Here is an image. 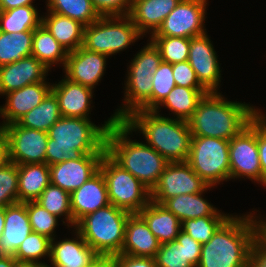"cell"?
I'll return each mask as SVG.
<instances>
[{"label": "cell", "instance_id": "cell-1", "mask_svg": "<svg viewBox=\"0 0 266 267\" xmlns=\"http://www.w3.org/2000/svg\"><path fill=\"white\" fill-rule=\"evenodd\" d=\"M114 122L111 116L98 126L90 118L62 116L47 131L45 163L50 166L78 160L84 154H105L106 134Z\"/></svg>", "mask_w": 266, "mask_h": 267}, {"label": "cell", "instance_id": "cell-2", "mask_svg": "<svg viewBox=\"0 0 266 267\" xmlns=\"http://www.w3.org/2000/svg\"><path fill=\"white\" fill-rule=\"evenodd\" d=\"M260 113L250 104L228 101L219 92H209L198 102L187 121L192 136L230 140Z\"/></svg>", "mask_w": 266, "mask_h": 267}, {"label": "cell", "instance_id": "cell-3", "mask_svg": "<svg viewBox=\"0 0 266 267\" xmlns=\"http://www.w3.org/2000/svg\"><path fill=\"white\" fill-rule=\"evenodd\" d=\"M123 122L169 163L187 162L192 134L187 121L164 117L154 110H136Z\"/></svg>", "mask_w": 266, "mask_h": 267}, {"label": "cell", "instance_id": "cell-4", "mask_svg": "<svg viewBox=\"0 0 266 267\" xmlns=\"http://www.w3.org/2000/svg\"><path fill=\"white\" fill-rule=\"evenodd\" d=\"M130 133L123 121H115L106 134V153L151 191L169 162L150 145L130 139Z\"/></svg>", "mask_w": 266, "mask_h": 267}, {"label": "cell", "instance_id": "cell-5", "mask_svg": "<svg viewBox=\"0 0 266 267\" xmlns=\"http://www.w3.org/2000/svg\"><path fill=\"white\" fill-rule=\"evenodd\" d=\"M255 228L250 214H231L201 247L197 267H248Z\"/></svg>", "mask_w": 266, "mask_h": 267}, {"label": "cell", "instance_id": "cell-6", "mask_svg": "<svg viewBox=\"0 0 266 267\" xmlns=\"http://www.w3.org/2000/svg\"><path fill=\"white\" fill-rule=\"evenodd\" d=\"M130 215L109 204L81 218L74 230L97 254L115 256L121 254L125 226Z\"/></svg>", "mask_w": 266, "mask_h": 267}, {"label": "cell", "instance_id": "cell-7", "mask_svg": "<svg viewBox=\"0 0 266 267\" xmlns=\"http://www.w3.org/2000/svg\"><path fill=\"white\" fill-rule=\"evenodd\" d=\"M141 36L144 37L128 15L101 16L84 27L82 46L109 57L125 50Z\"/></svg>", "mask_w": 266, "mask_h": 267}, {"label": "cell", "instance_id": "cell-8", "mask_svg": "<svg viewBox=\"0 0 266 267\" xmlns=\"http://www.w3.org/2000/svg\"><path fill=\"white\" fill-rule=\"evenodd\" d=\"M99 170L105 178L110 204L138 214L151 201L150 190L107 153L103 155Z\"/></svg>", "mask_w": 266, "mask_h": 267}, {"label": "cell", "instance_id": "cell-9", "mask_svg": "<svg viewBox=\"0 0 266 267\" xmlns=\"http://www.w3.org/2000/svg\"><path fill=\"white\" fill-rule=\"evenodd\" d=\"M187 163L209 186L216 187L217 184L228 181L229 140L192 136Z\"/></svg>", "mask_w": 266, "mask_h": 267}, {"label": "cell", "instance_id": "cell-10", "mask_svg": "<svg viewBox=\"0 0 266 267\" xmlns=\"http://www.w3.org/2000/svg\"><path fill=\"white\" fill-rule=\"evenodd\" d=\"M230 180L250 179L262 185L257 146V116L238 135L229 140Z\"/></svg>", "mask_w": 266, "mask_h": 267}, {"label": "cell", "instance_id": "cell-11", "mask_svg": "<svg viewBox=\"0 0 266 267\" xmlns=\"http://www.w3.org/2000/svg\"><path fill=\"white\" fill-rule=\"evenodd\" d=\"M5 159L17 165L45 163L48 133L12 123L2 127Z\"/></svg>", "mask_w": 266, "mask_h": 267}, {"label": "cell", "instance_id": "cell-12", "mask_svg": "<svg viewBox=\"0 0 266 267\" xmlns=\"http://www.w3.org/2000/svg\"><path fill=\"white\" fill-rule=\"evenodd\" d=\"M208 0H181L150 37L192 38L207 33L204 21Z\"/></svg>", "mask_w": 266, "mask_h": 267}, {"label": "cell", "instance_id": "cell-13", "mask_svg": "<svg viewBox=\"0 0 266 267\" xmlns=\"http://www.w3.org/2000/svg\"><path fill=\"white\" fill-rule=\"evenodd\" d=\"M209 185L191 168L187 162L168 163L150 191L151 201L163 204L167 199L204 191Z\"/></svg>", "mask_w": 266, "mask_h": 267}, {"label": "cell", "instance_id": "cell-14", "mask_svg": "<svg viewBox=\"0 0 266 267\" xmlns=\"http://www.w3.org/2000/svg\"><path fill=\"white\" fill-rule=\"evenodd\" d=\"M208 34L191 38L188 62L208 92H220L221 70L217 52Z\"/></svg>", "mask_w": 266, "mask_h": 267}, {"label": "cell", "instance_id": "cell-15", "mask_svg": "<svg viewBox=\"0 0 266 267\" xmlns=\"http://www.w3.org/2000/svg\"><path fill=\"white\" fill-rule=\"evenodd\" d=\"M108 56L85 49L83 46L68 52L63 70L71 82L94 89L104 76Z\"/></svg>", "mask_w": 266, "mask_h": 267}, {"label": "cell", "instance_id": "cell-16", "mask_svg": "<svg viewBox=\"0 0 266 267\" xmlns=\"http://www.w3.org/2000/svg\"><path fill=\"white\" fill-rule=\"evenodd\" d=\"M103 155L84 154L78 160L50 165V183L71 194L99 171Z\"/></svg>", "mask_w": 266, "mask_h": 267}, {"label": "cell", "instance_id": "cell-17", "mask_svg": "<svg viewBox=\"0 0 266 267\" xmlns=\"http://www.w3.org/2000/svg\"><path fill=\"white\" fill-rule=\"evenodd\" d=\"M52 89V83L38 82L8 92L5 105L0 106V127L16 123L22 116L38 106Z\"/></svg>", "mask_w": 266, "mask_h": 267}, {"label": "cell", "instance_id": "cell-18", "mask_svg": "<svg viewBox=\"0 0 266 267\" xmlns=\"http://www.w3.org/2000/svg\"><path fill=\"white\" fill-rule=\"evenodd\" d=\"M109 204L105 178L99 170L80 188L70 194L73 228L81 218Z\"/></svg>", "mask_w": 266, "mask_h": 267}, {"label": "cell", "instance_id": "cell-19", "mask_svg": "<svg viewBox=\"0 0 266 267\" xmlns=\"http://www.w3.org/2000/svg\"><path fill=\"white\" fill-rule=\"evenodd\" d=\"M202 244L184 231L176 240L160 245L155 256L157 267H197L201 257Z\"/></svg>", "mask_w": 266, "mask_h": 267}, {"label": "cell", "instance_id": "cell-20", "mask_svg": "<svg viewBox=\"0 0 266 267\" xmlns=\"http://www.w3.org/2000/svg\"><path fill=\"white\" fill-rule=\"evenodd\" d=\"M51 91L55 94L60 112L65 117L91 118V106L94 90L74 83L65 77L52 84Z\"/></svg>", "mask_w": 266, "mask_h": 267}, {"label": "cell", "instance_id": "cell-21", "mask_svg": "<svg viewBox=\"0 0 266 267\" xmlns=\"http://www.w3.org/2000/svg\"><path fill=\"white\" fill-rule=\"evenodd\" d=\"M74 238L51 240L50 258L52 267H86L97 253L85 242L82 235L73 230ZM48 265V267H51Z\"/></svg>", "mask_w": 266, "mask_h": 267}, {"label": "cell", "instance_id": "cell-22", "mask_svg": "<svg viewBox=\"0 0 266 267\" xmlns=\"http://www.w3.org/2000/svg\"><path fill=\"white\" fill-rule=\"evenodd\" d=\"M32 232L27 202L6 206L4 231L0 239V255L14 256L20 244Z\"/></svg>", "mask_w": 266, "mask_h": 267}, {"label": "cell", "instance_id": "cell-23", "mask_svg": "<svg viewBox=\"0 0 266 267\" xmlns=\"http://www.w3.org/2000/svg\"><path fill=\"white\" fill-rule=\"evenodd\" d=\"M160 243L139 214H131L126 222L121 254L155 258Z\"/></svg>", "mask_w": 266, "mask_h": 267}, {"label": "cell", "instance_id": "cell-24", "mask_svg": "<svg viewBox=\"0 0 266 267\" xmlns=\"http://www.w3.org/2000/svg\"><path fill=\"white\" fill-rule=\"evenodd\" d=\"M50 70L32 55L0 67V76L7 92L27 85L46 82ZM46 80V81H45Z\"/></svg>", "mask_w": 266, "mask_h": 267}, {"label": "cell", "instance_id": "cell-25", "mask_svg": "<svg viewBox=\"0 0 266 267\" xmlns=\"http://www.w3.org/2000/svg\"><path fill=\"white\" fill-rule=\"evenodd\" d=\"M181 0H132L128 16L143 34L150 36Z\"/></svg>", "mask_w": 266, "mask_h": 267}, {"label": "cell", "instance_id": "cell-26", "mask_svg": "<svg viewBox=\"0 0 266 267\" xmlns=\"http://www.w3.org/2000/svg\"><path fill=\"white\" fill-rule=\"evenodd\" d=\"M152 79L146 76L126 78L123 106L112 115L115 121H123L136 110H152Z\"/></svg>", "mask_w": 266, "mask_h": 267}, {"label": "cell", "instance_id": "cell-27", "mask_svg": "<svg viewBox=\"0 0 266 267\" xmlns=\"http://www.w3.org/2000/svg\"><path fill=\"white\" fill-rule=\"evenodd\" d=\"M208 186L204 191L194 194H182L170 199H167L162 205L172 212L180 222L186 219H196L207 216H230L214 207L207 199L203 198V193L211 189Z\"/></svg>", "mask_w": 266, "mask_h": 267}, {"label": "cell", "instance_id": "cell-28", "mask_svg": "<svg viewBox=\"0 0 266 267\" xmlns=\"http://www.w3.org/2000/svg\"><path fill=\"white\" fill-rule=\"evenodd\" d=\"M160 244L173 242L181 229L180 220L163 205L150 201L138 213Z\"/></svg>", "mask_w": 266, "mask_h": 267}, {"label": "cell", "instance_id": "cell-29", "mask_svg": "<svg viewBox=\"0 0 266 267\" xmlns=\"http://www.w3.org/2000/svg\"><path fill=\"white\" fill-rule=\"evenodd\" d=\"M50 184V171L46 163L18 165V202L36 201Z\"/></svg>", "mask_w": 266, "mask_h": 267}, {"label": "cell", "instance_id": "cell-30", "mask_svg": "<svg viewBox=\"0 0 266 267\" xmlns=\"http://www.w3.org/2000/svg\"><path fill=\"white\" fill-rule=\"evenodd\" d=\"M47 13L46 16H42V24L67 52L83 45L85 27L83 24L50 11Z\"/></svg>", "mask_w": 266, "mask_h": 267}, {"label": "cell", "instance_id": "cell-31", "mask_svg": "<svg viewBox=\"0 0 266 267\" xmlns=\"http://www.w3.org/2000/svg\"><path fill=\"white\" fill-rule=\"evenodd\" d=\"M208 93L206 89L186 88L176 85L154 111L159 113L164 106L173 113L174 119L188 121L194 114L198 102Z\"/></svg>", "mask_w": 266, "mask_h": 267}, {"label": "cell", "instance_id": "cell-32", "mask_svg": "<svg viewBox=\"0 0 266 267\" xmlns=\"http://www.w3.org/2000/svg\"><path fill=\"white\" fill-rule=\"evenodd\" d=\"M49 70L54 65L65 66L68 52L41 23L33 33L32 54Z\"/></svg>", "mask_w": 266, "mask_h": 267}, {"label": "cell", "instance_id": "cell-33", "mask_svg": "<svg viewBox=\"0 0 266 267\" xmlns=\"http://www.w3.org/2000/svg\"><path fill=\"white\" fill-rule=\"evenodd\" d=\"M61 117L58 100L50 91L38 106L22 116L16 123L25 128L47 132Z\"/></svg>", "mask_w": 266, "mask_h": 267}, {"label": "cell", "instance_id": "cell-34", "mask_svg": "<svg viewBox=\"0 0 266 267\" xmlns=\"http://www.w3.org/2000/svg\"><path fill=\"white\" fill-rule=\"evenodd\" d=\"M38 12L34 5L0 11V31L9 34L34 31L42 23V16Z\"/></svg>", "mask_w": 266, "mask_h": 267}, {"label": "cell", "instance_id": "cell-35", "mask_svg": "<svg viewBox=\"0 0 266 267\" xmlns=\"http://www.w3.org/2000/svg\"><path fill=\"white\" fill-rule=\"evenodd\" d=\"M34 31L7 33L0 31V67L32 54Z\"/></svg>", "mask_w": 266, "mask_h": 267}, {"label": "cell", "instance_id": "cell-36", "mask_svg": "<svg viewBox=\"0 0 266 267\" xmlns=\"http://www.w3.org/2000/svg\"><path fill=\"white\" fill-rule=\"evenodd\" d=\"M47 11L79 21L84 26L95 22L101 16L91 0H46Z\"/></svg>", "mask_w": 266, "mask_h": 267}, {"label": "cell", "instance_id": "cell-37", "mask_svg": "<svg viewBox=\"0 0 266 267\" xmlns=\"http://www.w3.org/2000/svg\"><path fill=\"white\" fill-rule=\"evenodd\" d=\"M38 204L44 207L52 215L62 218L63 224L73 228V215L70 208V194L58 186L51 183L43 190L36 200Z\"/></svg>", "mask_w": 266, "mask_h": 267}, {"label": "cell", "instance_id": "cell-38", "mask_svg": "<svg viewBox=\"0 0 266 267\" xmlns=\"http://www.w3.org/2000/svg\"><path fill=\"white\" fill-rule=\"evenodd\" d=\"M147 41H149L147 45L135 54L128 65L127 77H153V74H155L157 68L161 64L162 58L159 49L151 40L148 39Z\"/></svg>", "mask_w": 266, "mask_h": 267}, {"label": "cell", "instance_id": "cell-39", "mask_svg": "<svg viewBox=\"0 0 266 267\" xmlns=\"http://www.w3.org/2000/svg\"><path fill=\"white\" fill-rule=\"evenodd\" d=\"M51 239L32 232L20 244L13 256L18 261L37 262L46 264L42 258H50Z\"/></svg>", "mask_w": 266, "mask_h": 267}, {"label": "cell", "instance_id": "cell-40", "mask_svg": "<svg viewBox=\"0 0 266 267\" xmlns=\"http://www.w3.org/2000/svg\"><path fill=\"white\" fill-rule=\"evenodd\" d=\"M159 49L162 61L170 64L188 61L191 38L149 37Z\"/></svg>", "mask_w": 266, "mask_h": 267}, {"label": "cell", "instance_id": "cell-41", "mask_svg": "<svg viewBox=\"0 0 266 267\" xmlns=\"http://www.w3.org/2000/svg\"><path fill=\"white\" fill-rule=\"evenodd\" d=\"M229 216H207L186 219L181 222V229L202 245L207 243Z\"/></svg>", "mask_w": 266, "mask_h": 267}, {"label": "cell", "instance_id": "cell-42", "mask_svg": "<svg viewBox=\"0 0 266 267\" xmlns=\"http://www.w3.org/2000/svg\"><path fill=\"white\" fill-rule=\"evenodd\" d=\"M18 203V165L4 159L0 163V207Z\"/></svg>", "mask_w": 266, "mask_h": 267}, {"label": "cell", "instance_id": "cell-43", "mask_svg": "<svg viewBox=\"0 0 266 267\" xmlns=\"http://www.w3.org/2000/svg\"><path fill=\"white\" fill-rule=\"evenodd\" d=\"M27 213L33 232L44 235L51 240L55 239L57 235L54 230L59 226L58 217L49 213L36 201L27 202Z\"/></svg>", "mask_w": 266, "mask_h": 267}, {"label": "cell", "instance_id": "cell-44", "mask_svg": "<svg viewBox=\"0 0 266 267\" xmlns=\"http://www.w3.org/2000/svg\"><path fill=\"white\" fill-rule=\"evenodd\" d=\"M152 80V110H154L176 86L172 64L162 61Z\"/></svg>", "mask_w": 266, "mask_h": 267}, {"label": "cell", "instance_id": "cell-45", "mask_svg": "<svg viewBox=\"0 0 266 267\" xmlns=\"http://www.w3.org/2000/svg\"><path fill=\"white\" fill-rule=\"evenodd\" d=\"M172 70L176 85L186 88L205 89L198 81L195 71L188 61L172 64Z\"/></svg>", "mask_w": 266, "mask_h": 267}, {"label": "cell", "instance_id": "cell-46", "mask_svg": "<svg viewBox=\"0 0 266 267\" xmlns=\"http://www.w3.org/2000/svg\"><path fill=\"white\" fill-rule=\"evenodd\" d=\"M100 16L128 15L132 0H91Z\"/></svg>", "mask_w": 266, "mask_h": 267}, {"label": "cell", "instance_id": "cell-47", "mask_svg": "<svg viewBox=\"0 0 266 267\" xmlns=\"http://www.w3.org/2000/svg\"><path fill=\"white\" fill-rule=\"evenodd\" d=\"M257 146L262 172V186L266 187V118L261 113L257 115Z\"/></svg>", "mask_w": 266, "mask_h": 267}, {"label": "cell", "instance_id": "cell-48", "mask_svg": "<svg viewBox=\"0 0 266 267\" xmlns=\"http://www.w3.org/2000/svg\"><path fill=\"white\" fill-rule=\"evenodd\" d=\"M116 267H157L155 258L136 257L125 254L115 255Z\"/></svg>", "mask_w": 266, "mask_h": 267}, {"label": "cell", "instance_id": "cell-49", "mask_svg": "<svg viewBox=\"0 0 266 267\" xmlns=\"http://www.w3.org/2000/svg\"><path fill=\"white\" fill-rule=\"evenodd\" d=\"M248 267H266V249L256 240L252 243Z\"/></svg>", "mask_w": 266, "mask_h": 267}, {"label": "cell", "instance_id": "cell-50", "mask_svg": "<svg viewBox=\"0 0 266 267\" xmlns=\"http://www.w3.org/2000/svg\"><path fill=\"white\" fill-rule=\"evenodd\" d=\"M86 267H116L115 256L97 254Z\"/></svg>", "mask_w": 266, "mask_h": 267}, {"label": "cell", "instance_id": "cell-51", "mask_svg": "<svg viewBox=\"0 0 266 267\" xmlns=\"http://www.w3.org/2000/svg\"><path fill=\"white\" fill-rule=\"evenodd\" d=\"M34 0H0V11L11 10L17 7L34 5Z\"/></svg>", "mask_w": 266, "mask_h": 267}, {"label": "cell", "instance_id": "cell-52", "mask_svg": "<svg viewBox=\"0 0 266 267\" xmlns=\"http://www.w3.org/2000/svg\"><path fill=\"white\" fill-rule=\"evenodd\" d=\"M252 212L249 213L254 224L255 236H266V220L261 219V216H256L254 211Z\"/></svg>", "mask_w": 266, "mask_h": 267}, {"label": "cell", "instance_id": "cell-53", "mask_svg": "<svg viewBox=\"0 0 266 267\" xmlns=\"http://www.w3.org/2000/svg\"><path fill=\"white\" fill-rule=\"evenodd\" d=\"M15 261L13 256L0 255V267H14Z\"/></svg>", "mask_w": 266, "mask_h": 267}, {"label": "cell", "instance_id": "cell-54", "mask_svg": "<svg viewBox=\"0 0 266 267\" xmlns=\"http://www.w3.org/2000/svg\"><path fill=\"white\" fill-rule=\"evenodd\" d=\"M14 267H48V265H45L43 263H37V262H27V261H15Z\"/></svg>", "mask_w": 266, "mask_h": 267}, {"label": "cell", "instance_id": "cell-55", "mask_svg": "<svg viewBox=\"0 0 266 267\" xmlns=\"http://www.w3.org/2000/svg\"><path fill=\"white\" fill-rule=\"evenodd\" d=\"M5 159V136L0 127V163Z\"/></svg>", "mask_w": 266, "mask_h": 267}, {"label": "cell", "instance_id": "cell-56", "mask_svg": "<svg viewBox=\"0 0 266 267\" xmlns=\"http://www.w3.org/2000/svg\"><path fill=\"white\" fill-rule=\"evenodd\" d=\"M4 224H5V207H0V239L4 231Z\"/></svg>", "mask_w": 266, "mask_h": 267}, {"label": "cell", "instance_id": "cell-57", "mask_svg": "<svg viewBox=\"0 0 266 267\" xmlns=\"http://www.w3.org/2000/svg\"><path fill=\"white\" fill-rule=\"evenodd\" d=\"M7 94H8V92L6 91V89H5V86H4V83H3V81H2V78H1V76H0V95L1 96H6V99H7Z\"/></svg>", "mask_w": 266, "mask_h": 267}, {"label": "cell", "instance_id": "cell-58", "mask_svg": "<svg viewBox=\"0 0 266 267\" xmlns=\"http://www.w3.org/2000/svg\"><path fill=\"white\" fill-rule=\"evenodd\" d=\"M255 240L266 249V236H255Z\"/></svg>", "mask_w": 266, "mask_h": 267}]
</instances>
